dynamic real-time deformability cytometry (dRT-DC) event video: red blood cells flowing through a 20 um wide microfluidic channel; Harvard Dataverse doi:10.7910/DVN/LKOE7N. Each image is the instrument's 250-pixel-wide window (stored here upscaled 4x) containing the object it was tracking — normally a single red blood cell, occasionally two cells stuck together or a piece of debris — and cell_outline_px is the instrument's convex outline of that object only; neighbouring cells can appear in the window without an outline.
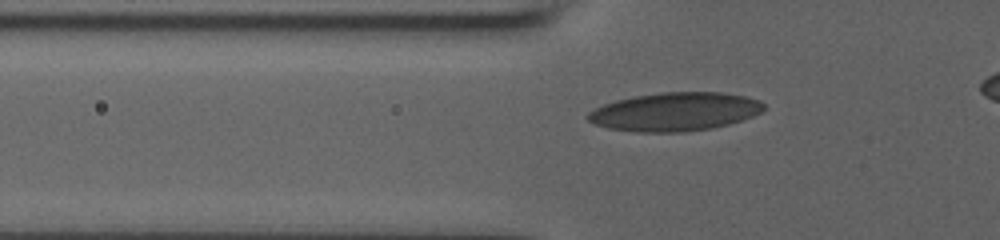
{"species": "human", "species_latin": "Homo sapiens", "temperature_condition": "room temperature", "stored_images_in_passage": 43, "camera_frame_rate_fps": 3000, "um_per_image_px": 0.085, "donor": {"sex": "male"}, "frame": {"image": 1, "passage_image": 11, "time_ms": 3.333, "image_size_px": [1000, 240], "cell_outline_px": [[764, 108], [760, 112], [752, 116], [728, 124], [712, 128], [684, 132], [636, 132], [608, 128], [596, 124], [588, 120], [584, 116], [588, 112], [604, 104], [616, 100], [636, 96], [660, 92], [724, 92], [744, 96], [760, 100], [764, 104]], "centroid_in_image_um": [57.35, 9.49], "position_along_channel_um": 68.4, "area_um2": 39.42}}
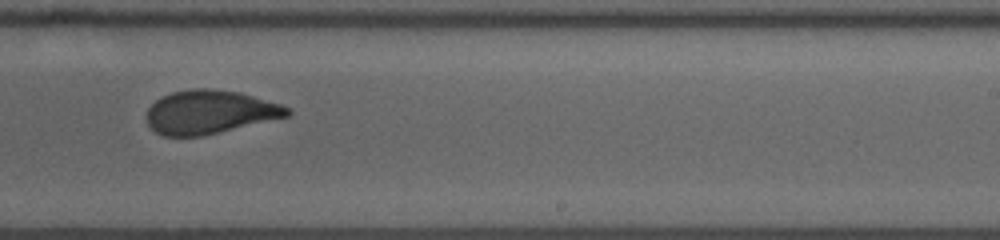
{"frame": {"image": 2, "passage_image": 27, "time_ms": 8.667, "image_size_px": [1000, 240], "cell_outline_px": [[292, 112], [288, 116], [200, 136], [164, 136], [156, 132], [148, 124], [148, 108], [156, 100], [172, 92], [192, 88], [208, 88], [240, 92], [280, 104], [292, 108]], "centroid_in_image_um": [17.84, 9.51], "position_along_channel_um": 271.2, "area_um2": 35.32}}
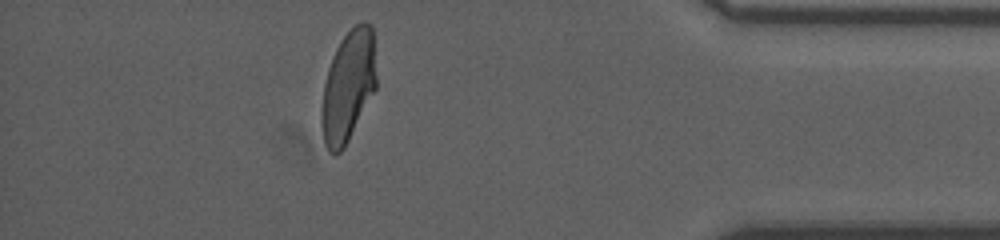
{"frame": {"image": 3, "passage_image": 40, "time_ms": 13.0, "image_size_px": [1000, 240], "cell_outline_px": [[376, 88], [344, 148], [336, 156], [332, 156], [328, 152], [324, 144], [320, 124], [320, 112], [324, 84], [328, 68], [332, 56], [340, 40], [356, 24], [364, 20], [372, 24], [376, 76]], "centroid_in_image_um": [29.57, 7.36], "position_along_channel_um": 405.6, "area_um2": 35.89}}